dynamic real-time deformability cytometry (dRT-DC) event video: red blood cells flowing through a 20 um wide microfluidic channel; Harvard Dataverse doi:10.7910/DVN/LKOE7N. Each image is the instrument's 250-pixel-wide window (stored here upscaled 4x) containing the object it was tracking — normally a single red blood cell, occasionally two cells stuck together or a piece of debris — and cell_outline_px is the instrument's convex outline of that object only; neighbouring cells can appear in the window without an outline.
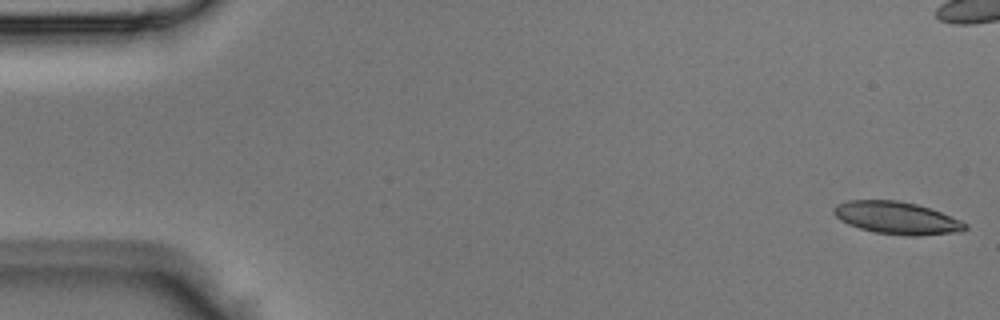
{"species": "Egyptian fruit bat (a non-hibernating species)", "species_latin": "Rousettus aegyptiacus", "temperature_condition": "room temperature", "stored_images_in_passage": 10, "camera_frame_rate_fps": 3000, "um_per_image_px": 0.085, "animal": {"sex": "male"}, "frame": {"image": 1, "passage_image": 1, "time_ms": 0.0, "image_size_px": [1000, 320], "cell_outline_px": [[968, 228], [964, 232], [920, 236], [916, 236], [876, 232], [860, 228], [848, 224], [840, 220], [832, 212], [832, 208], [836, 204], [848, 200], [896, 200], [916, 204], [932, 208], [960, 220], [968, 224]], "centroid_in_image_um": [76.26, 18.52], "position_along_channel_um": 8.7, "area_um2": 25.03}}